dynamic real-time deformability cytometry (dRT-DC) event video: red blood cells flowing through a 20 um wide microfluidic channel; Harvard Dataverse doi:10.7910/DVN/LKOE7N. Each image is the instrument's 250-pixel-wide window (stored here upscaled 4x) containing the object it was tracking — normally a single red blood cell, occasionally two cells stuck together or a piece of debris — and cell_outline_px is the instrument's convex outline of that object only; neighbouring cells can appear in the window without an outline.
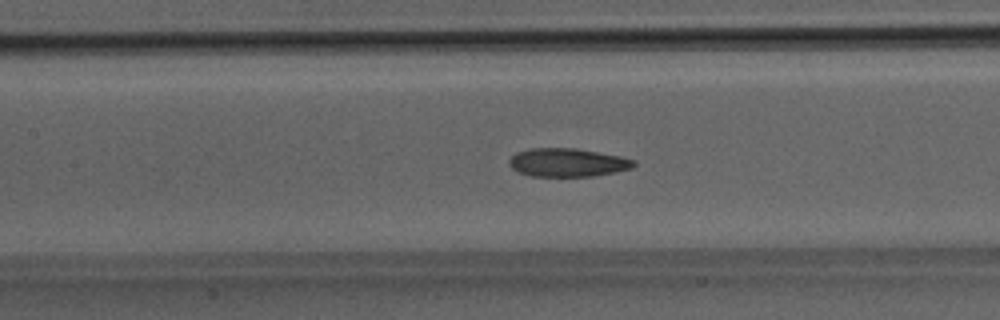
{"species": "Egyptian fruit bat (a non-hibernating species)", "species_latin": "Rousettus aegyptiacus", "temperature_condition": "room temperature", "stored_images_in_passage": 32, "camera_frame_rate_fps": 3000, "um_per_image_px": 0.085, "animal": {"sex": "male"}, "frame": {"image": 1, "passage_image": 11, "time_ms": 3.333, "image_size_px": [1000, 320], "cell_outline_px": [[636, 164], [632, 168], [616, 172], [592, 176], [532, 176], [516, 172], [508, 164], [508, 160], [516, 152], [528, 148], [576, 148], [620, 156], [636, 160]], "centroid_in_image_um": [48.22, 13.81], "position_along_channel_um": 159.2, "area_um2": 20.81}}
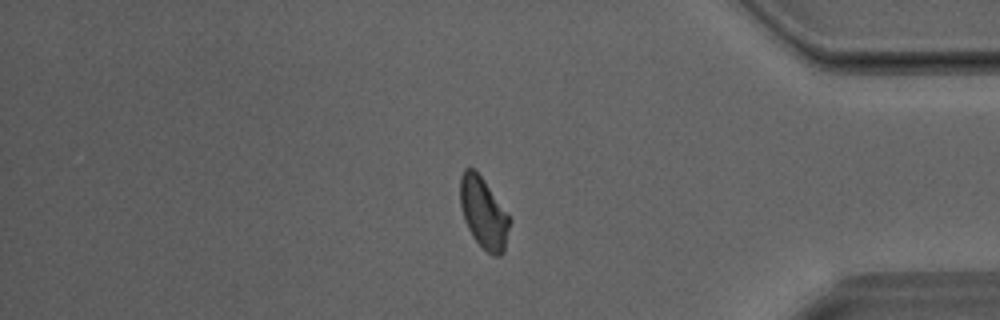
{"frame": {"image": 2, "passage_image": 26, "time_ms": 8.333, "image_size_px": [1000, 320], "cell_outline_px": [[512, 220], [504, 252], [500, 256], [492, 256], [472, 236], [464, 220], [460, 204], [460, 176], [464, 168], [472, 168], [480, 176], [508, 212]], "centroid_in_image_um": [41.13, 18.12], "position_along_channel_um": 394.1, "area_um2": 20.52}}
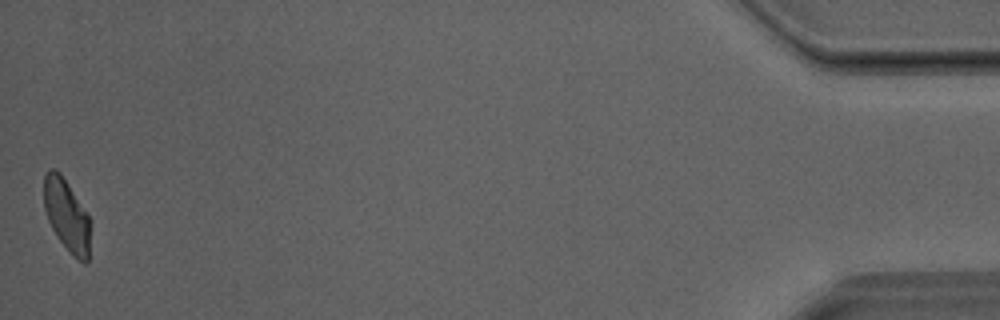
{"frame": {"image": 3, "passage_image": 32, "time_ms": 10.333, "image_size_px": [1000, 320], "cell_outline_px": [[92, 228], [88, 260], [84, 264], [72, 256], [56, 236], [48, 220], [44, 208], [44, 172], [48, 168], [52, 168], [60, 172], [88, 216]], "centroid_in_image_um": [5.68, 18.34], "position_along_channel_um": 429.5, "area_um2": 19.71}}